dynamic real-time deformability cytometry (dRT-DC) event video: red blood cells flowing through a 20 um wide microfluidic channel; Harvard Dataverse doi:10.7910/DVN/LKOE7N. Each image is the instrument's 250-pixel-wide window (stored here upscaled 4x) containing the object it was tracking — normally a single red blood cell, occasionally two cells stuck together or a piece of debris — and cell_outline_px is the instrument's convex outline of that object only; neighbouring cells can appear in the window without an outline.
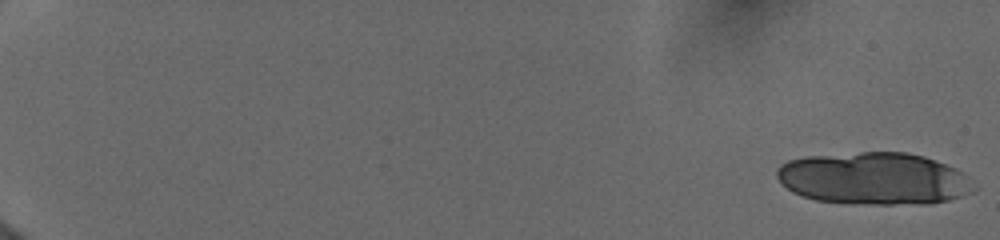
{"species": "human", "species_latin": "Homo sapiens", "temperature_condition": "cold", "stored_images_in_passage": 24, "camera_frame_rate_fps": 3000, "um_per_image_px": 0.085, "donor": {"sex": "female"}, "frame": {"image": 1, "passage_image": 1, "time_ms": 0.0, "image_size_px": [1000, 240], "cell_outline_px": [[976, 188], [972, 192], [948, 200], [928, 204], [852, 204], [816, 200], [792, 192], [776, 176], [776, 168], [780, 164], [788, 160], [804, 156], [860, 152], [908, 152], [924, 156], [936, 160], [956, 168]], "centroid_in_image_um": [74.25, 15.17], "position_along_channel_um": 10.7, "area_um2": 60.11}}
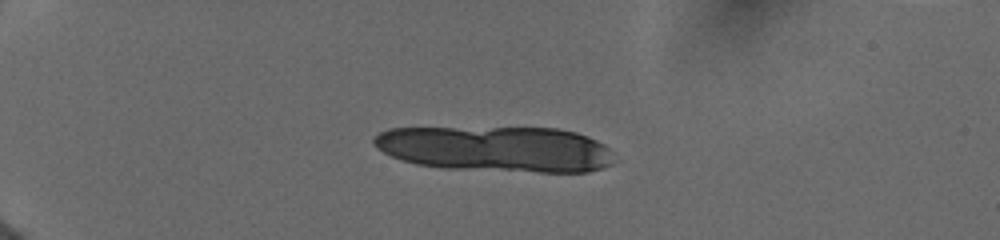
{"frame": {"image": 2, "passage_image": 16, "time_ms": 4.667, "image_size_px": [1000, 240], "cell_outline_px": [[612, 164], [604, 168], [588, 172], [540, 172], [448, 168], [416, 164], [392, 156], [384, 152], [372, 144], [372, 140], [380, 132], [388, 128], [556, 128], [576, 132], [588, 136], [604, 144], [608, 148]], "centroid_in_image_um": [42.18, 12.66], "position_along_channel_um": 42.8, "area_um2": 63.7}}